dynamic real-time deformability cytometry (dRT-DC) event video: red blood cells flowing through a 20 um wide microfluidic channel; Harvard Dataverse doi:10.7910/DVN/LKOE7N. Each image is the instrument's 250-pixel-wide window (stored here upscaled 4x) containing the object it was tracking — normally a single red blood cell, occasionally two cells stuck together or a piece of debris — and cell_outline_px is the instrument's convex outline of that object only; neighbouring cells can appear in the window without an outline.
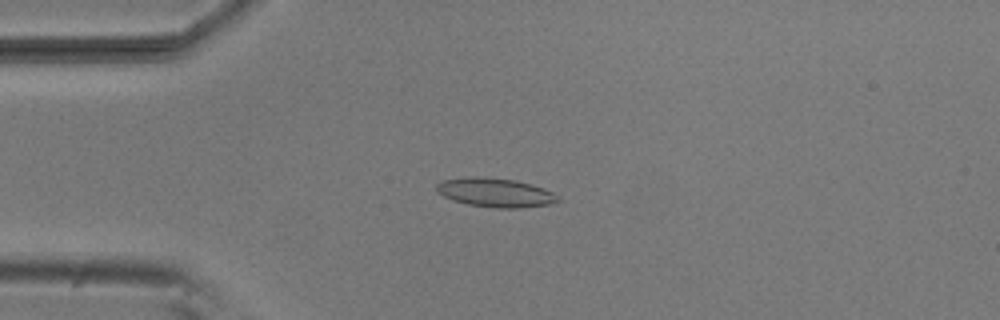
{"species": "common noctule bat (a hibernating species)", "species_latin": "Nyctalus noctula", "temperature_condition": "room temperature", "stored_images_in_passage": 43, "camera_frame_rate_fps": 3000, "um_per_image_px": 0.085, "animal": {"sex": "male", "body_mass_g": 20.5, "forearm_length_mm": 52.5}, "frame": {"image": 1, "passage_image": 13, "time_ms": 4.0, "image_size_px": [1000, 320], "cell_outline_px": [[560, 200], [548, 204], [520, 208], [496, 208], [468, 204], [452, 200], [436, 192], [436, 184], [444, 180], [468, 176], [476, 176], [516, 180], [532, 184], [544, 188], [552, 192]], "centroid_in_image_um": [42.07, 16.36], "position_along_channel_um": 42.9, "area_um2": 20.46}}
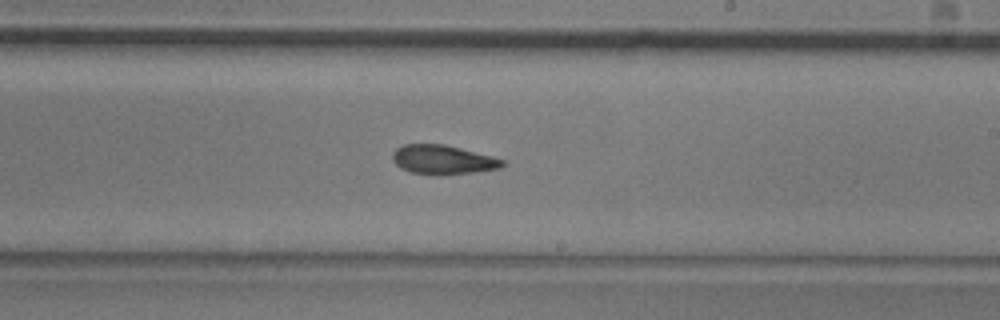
{"frame": {"image": 2, "passage_image": 31, "time_ms": 10.0, "image_size_px": [1000, 320], "cell_outline_px": [[508, 164], [500, 168], [472, 172], [412, 172], [400, 168], [392, 160], [392, 152], [396, 148], [404, 144], [444, 144], [492, 156], [504, 160]], "centroid_in_image_um": [37.64, 13.52], "position_along_channel_um": 251.4, "area_um2": 17.98}}
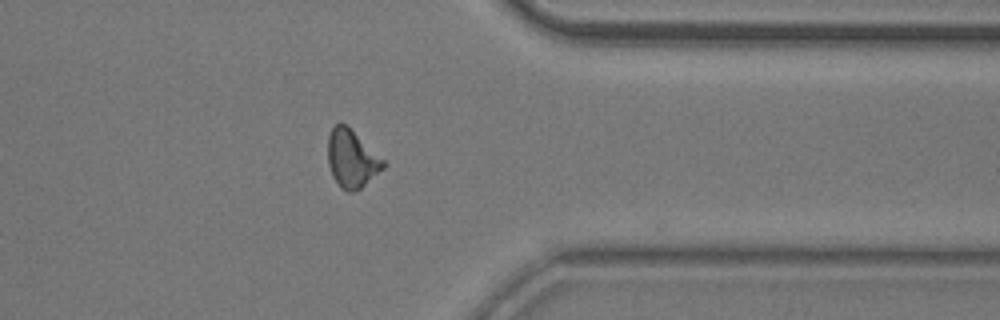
{"frame": {"image": 3, "passage_image": 42, "time_ms": 13.667, "image_size_px": [1000, 320], "cell_outline_px": [[384, 168], [360, 188], [352, 192], [348, 192], [340, 188], [332, 176], [328, 164], [328, 136], [332, 128], [336, 124], [348, 124], [384, 160]], "centroid_in_image_um": [29.88, 13.48], "position_along_channel_um": 381.5, "area_um2": 18.67}}